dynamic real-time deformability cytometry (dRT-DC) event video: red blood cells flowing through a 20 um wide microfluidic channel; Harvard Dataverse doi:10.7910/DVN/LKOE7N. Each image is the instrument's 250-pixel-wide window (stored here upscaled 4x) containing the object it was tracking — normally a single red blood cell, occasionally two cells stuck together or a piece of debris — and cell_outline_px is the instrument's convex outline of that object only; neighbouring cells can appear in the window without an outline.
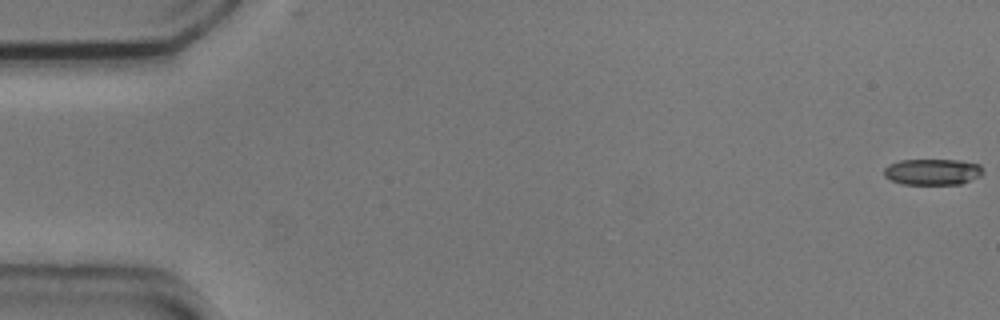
{"species": "common noctule bat (a hibernating species)", "species_latin": "Nyctalus noctula", "temperature_condition": "cold", "stored_images_in_passage": 5, "camera_frame_rate_fps": 3000, "um_per_image_px": 0.085, "animal": {"sex": "male", "body_mass_g": 20.5, "forearm_length_mm": 52.5}, "frame": {"image": 1, "passage_image": 1, "time_ms": 0.0, "image_size_px": [1000, 320], "cell_outline_px": [[984, 172], [980, 176], [960, 184], [900, 184], [884, 176], [884, 168], [888, 164], [900, 160], [960, 160], [980, 164]], "centroid_in_image_um": [79.26, 14.6], "position_along_channel_um": 5.7, "area_um2": 15.14}}